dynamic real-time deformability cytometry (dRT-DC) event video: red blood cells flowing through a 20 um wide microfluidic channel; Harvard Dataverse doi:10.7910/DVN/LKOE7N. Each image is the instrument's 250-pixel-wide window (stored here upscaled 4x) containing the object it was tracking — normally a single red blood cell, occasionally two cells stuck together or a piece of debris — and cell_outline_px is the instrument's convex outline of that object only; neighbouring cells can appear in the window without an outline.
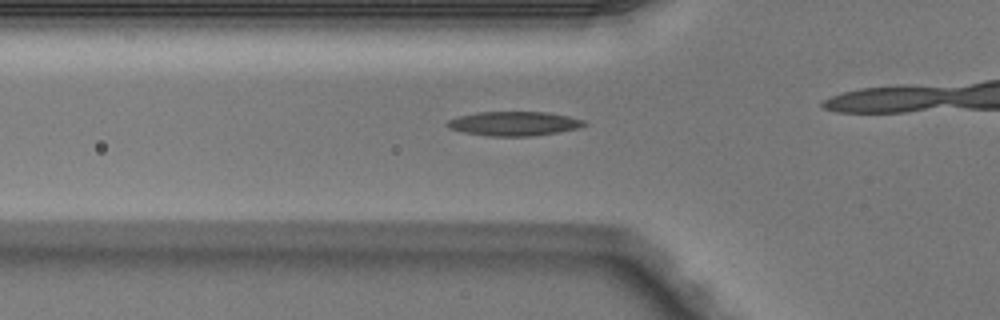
{"species": "Egyptian fruit bat (a non-hibernating species)", "species_latin": "Rousettus aegyptiacus", "temperature_condition": "warm", "stored_images_in_passage": 27, "camera_frame_rate_fps": 3000, "um_per_image_px": 0.085, "animal": {"sex": "male"}, "frame": {"image": 1, "passage_image": 5, "time_ms": 1.333, "image_size_px": [1000, 320], "cell_outline_px": [[588, 124], [580, 128], [556, 132], [528, 136], [488, 136], [464, 132], [448, 128], [444, 124], [448, 120], [460, 116], [480, 112], [548, 112], [568, 116], [584, 120]], "centroid_in_image_um": [43.69, 10.5], "position_along_channel_um": 82.1, "area_um2": 19.25}}
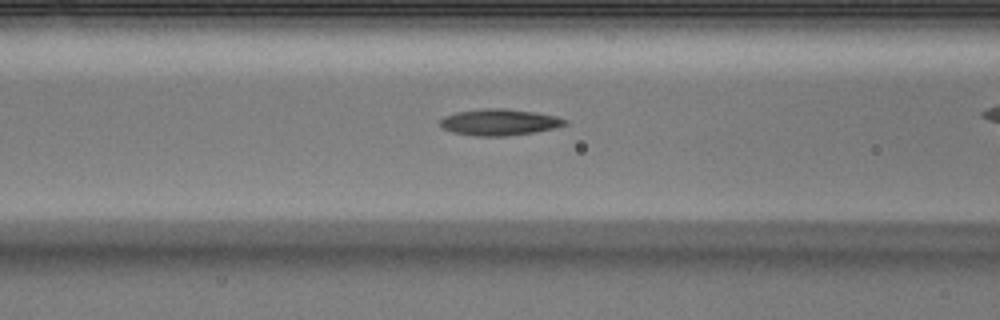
{"frame": {"image": 2, "passage_image": 8, "time_ms": 2.333, "image_size_px": [1000, 320], "cell_outline_px": [[568, 124], [536, 132], [504, 136], [476, 136], [452, 132], [444, 128], [440, 124], [440, 120], [444, 116], [456, 112], [484, 108], [504, 108], [536, 112], [556, 116], [568, 120]], "centroid_in_image_um": [42.46, 10.38], "position_along_channel_um": 124.1, "area_um2": 19.19}}
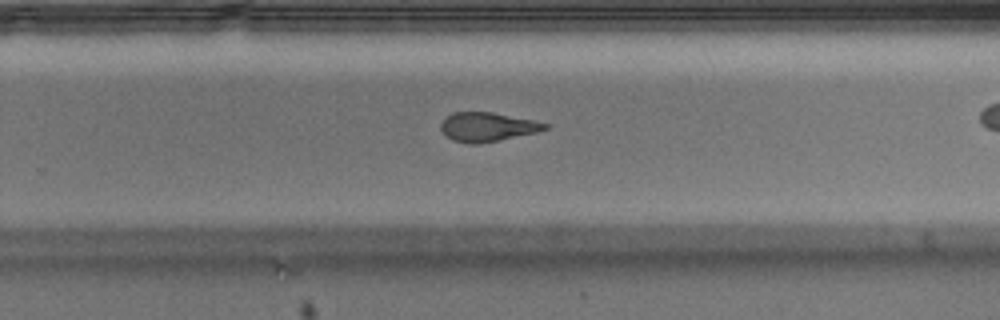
{"frame": {"image": 3, "passage_image": 20, "time_ms": 6.333, "image_size_px": [1000, 320], "cell_outline_px": [[548, 128], [536, 132], [476, 144], [468, 144], [452, 140], [440, 128], [440, 124], [448, 116], [456, 112], [492, 112], [532, 120], [548, 124]], "centroid_in_image_um": [41.4, 10.78], "position_along_channel_um": 288.4, "area_um2": 17.17}}